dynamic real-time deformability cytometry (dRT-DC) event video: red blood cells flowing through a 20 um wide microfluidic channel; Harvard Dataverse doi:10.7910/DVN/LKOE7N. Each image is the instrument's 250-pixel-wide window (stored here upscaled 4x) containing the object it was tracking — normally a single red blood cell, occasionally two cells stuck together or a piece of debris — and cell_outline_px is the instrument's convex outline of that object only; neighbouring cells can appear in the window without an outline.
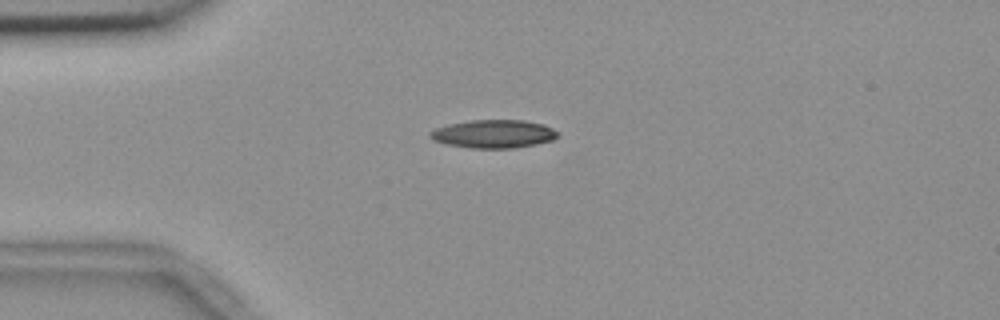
{"species": "common noctule bat (a hibernating species)", "species_latin": "Nyctalus noctula", "temperature_condition": "room temperature", "stored_images_in_passage": 3, "camera_frame_rate_fps": 3000, "um_per_image_px": 0.085, "animal": {"sex": "female", "body_mass_g": 18.4}, "frame": {"image": 1, "passage_image": 2, "time_ms": 0.333, "image_size_px": [1000, 320], "cell_outline_px": [[560, 132], [552, 140], [536, 144], [516, 148], [468, 148], [444, 144], [432, 140], [428, 136], [428, 132], [436, 128], [448, 124], [472, 120], [524, 120], [544, 124]], "centroid_in_image_um": [41.92, 11.38], "position_along_channel_um": 43.1, "area_um2": 21.21}}